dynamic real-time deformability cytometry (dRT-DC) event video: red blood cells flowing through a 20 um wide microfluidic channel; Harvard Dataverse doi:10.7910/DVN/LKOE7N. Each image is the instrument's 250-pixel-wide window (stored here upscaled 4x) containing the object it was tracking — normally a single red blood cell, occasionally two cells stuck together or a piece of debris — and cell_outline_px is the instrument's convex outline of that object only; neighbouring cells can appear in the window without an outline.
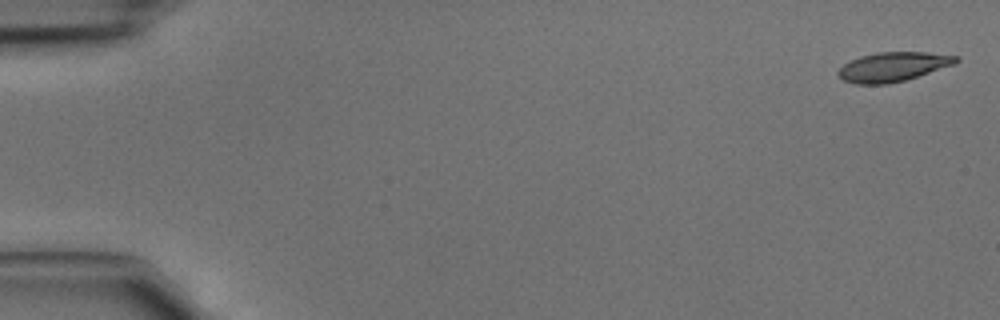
{"species": "common noctule bat (a hibernating species)", "species_latin": "Nyctalus noctula", "temperature_condition": "cold", "stored_images_in_passage": 45, "camera_frame_rate_fps": 3000, "um_per_image_px": 0.085, "animal": {"sex": "male", "body_mass_g": 15.6}, "frame": {"image": 1, "passage_image": 1, "time_ms": 0.0, "image_size_px": [1000, 320], "cell_outline_px": [[960, 60], [956, 64], [904, 80], [888, 84], [856, 84], [844, 80], [836, 72], [844, 64], [860, 56], [876, 52], [928, 52], [960, 56]], "centroid_in_image_um": [75.94, 5.66], "position_along_channel_um": 9.1, "area_um2": 20.11}}
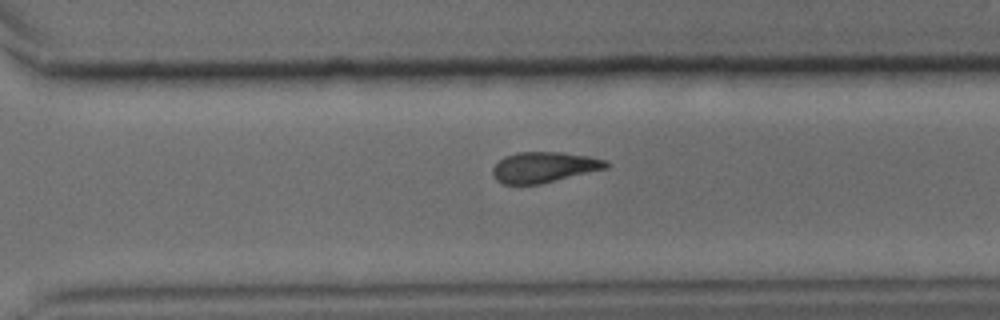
{"frame": {"image": 2, "passage_image": 32, "time_ms": 10.333, "image_size_px": [1000, 320], "cell_outline_px": [[608, 168], [540, 184], [504, 184], [496, 180], [492, 172], [492, 168], [504, 156], [516, 152], [560, 152], [588, 156], [608, 160]], "centroid_in_image_um": [46.24, 14.21], "position_along_channel_um": 324.4, "area_um2": 20.23}}
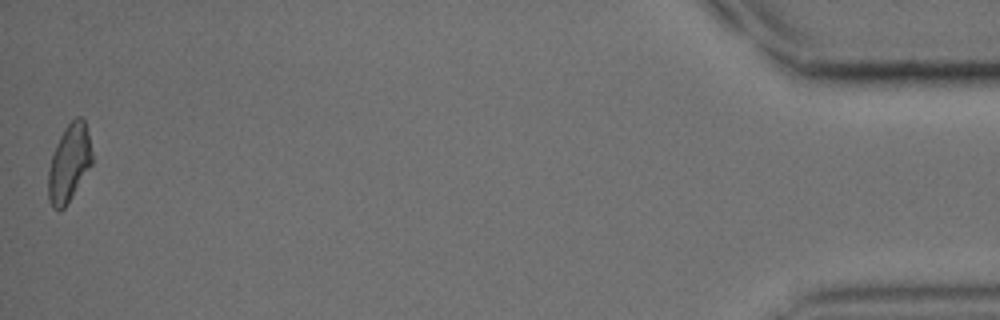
{"frame": {"image": 3, "passage_image": 45, "time_ms": 14.667, "image_size_px": [1000, 320], "cell_outline_px": [[92, 164], [72, 196], [64, 208], [60, 212], [52, 208], [48, 200], [48, 172], [52, 156], [56, 144], [64, 128], [76, 116], [80, 116], [84, 120], [92, 152]], "centroid_in_image_um": [5.86, 13.89], "position_along_channel_um": 429.3, "area_um2": 19.65}}